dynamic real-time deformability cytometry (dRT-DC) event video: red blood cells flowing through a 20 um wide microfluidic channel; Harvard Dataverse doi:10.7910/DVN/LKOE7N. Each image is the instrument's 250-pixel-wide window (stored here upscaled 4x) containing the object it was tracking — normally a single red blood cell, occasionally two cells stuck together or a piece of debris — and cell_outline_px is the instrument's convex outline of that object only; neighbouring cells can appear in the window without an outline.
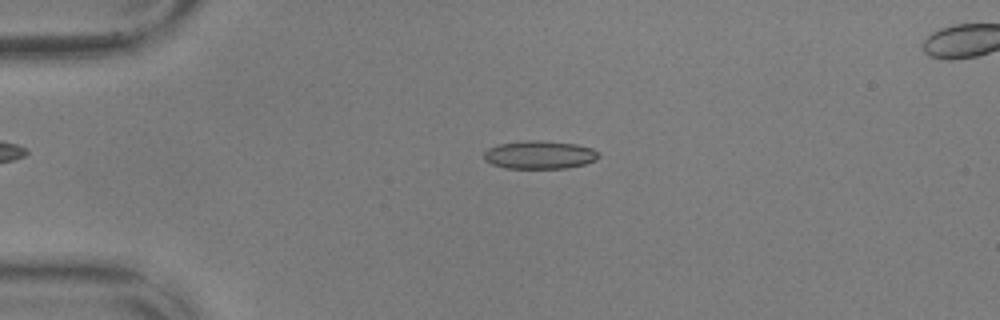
{"species": "common noctule bat (a hibernating species)", "species_latin": "Nyctalus noctula", "temperature_condition": "warm", "stored_images_in_passage": 56, "camera_frame_rate_fps": 3000, "um_per_image_px": 0.085, "animal": {"sex": "male", "body_mass_g": 17.9, "forearm_length_mm": 54.2}, "frame": {"image": 1, "passage_image": 13, "time_ms": 4.0, "image_size_px": [1000, 320], "cell_outline_px": [[600, 156], [596, 160], [584, 164], [568, 168], [504, 168], [492, 164], [484, 160], [484, 152], [488, 148], [496, 144], [528, 140], [540, 140], [576, 144], [592, 148]], "centroid_in_image_um": [45.84, 13.16], "position_along_channel_um": 39.2, "area_um2": 18.9}}
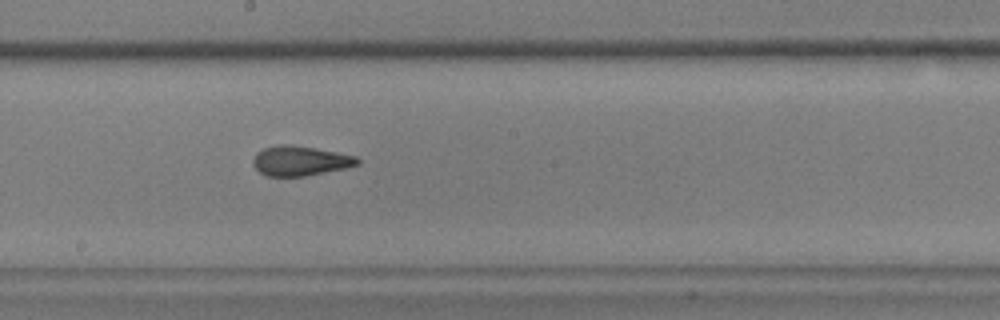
{"frame": {"image": 2, "passage_image": 31, "time_ms": 10.0, "image_size_px": [1000, 320], "cell_outline_px": [[360, 164], [344, 168], [304, 176], [264, 176], [252, 164], [252, 160], [256, 152], [264, 148], [276, 144], [288, 144], [336, 152], [356, 156], [360, 160]], "centroid_in_image_um": [25.47, 13.67], "position_along_channel_um": 222.7, "area_um2": 18.03}}
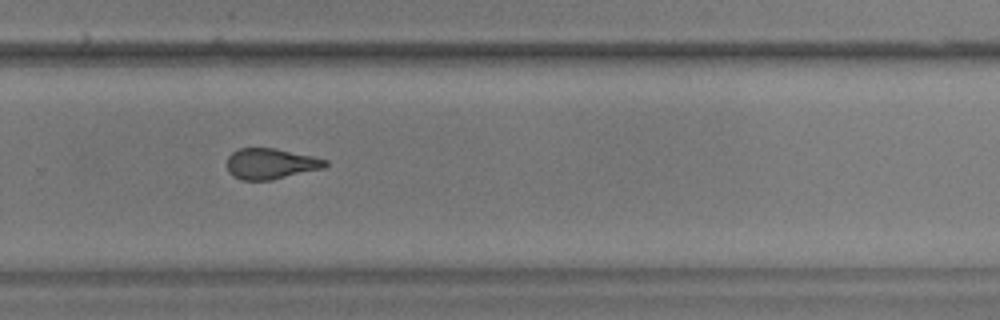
{"frame": {"image": 3, "passage_image": 38, "time_ms": 12.333, "image_size_px": [1000, 320], "cell_outline_px": [[328, 164], [324, 168], [272, 180], [240, 180], [232, 176], [228, 172], [228, 156], [232, 152], [240, 148], [276, 148], [312, 156], [328, 160]], "centroid_in_image_um": [23.01, 13.92], "position_along_channel_um": 306.8, "area_um2": 17.69}, "authors_computed_cell_mechanics": {"area_um2": 18.2648, "velocity_mm_per_s": 3.6253, "shape_relaxation_time_tau1_ms": null, "shape_relaxation_time_tau2_ms": 1.8434, "deformation_change_tau1": null, "deformation_change_tau2": 0.1004}}